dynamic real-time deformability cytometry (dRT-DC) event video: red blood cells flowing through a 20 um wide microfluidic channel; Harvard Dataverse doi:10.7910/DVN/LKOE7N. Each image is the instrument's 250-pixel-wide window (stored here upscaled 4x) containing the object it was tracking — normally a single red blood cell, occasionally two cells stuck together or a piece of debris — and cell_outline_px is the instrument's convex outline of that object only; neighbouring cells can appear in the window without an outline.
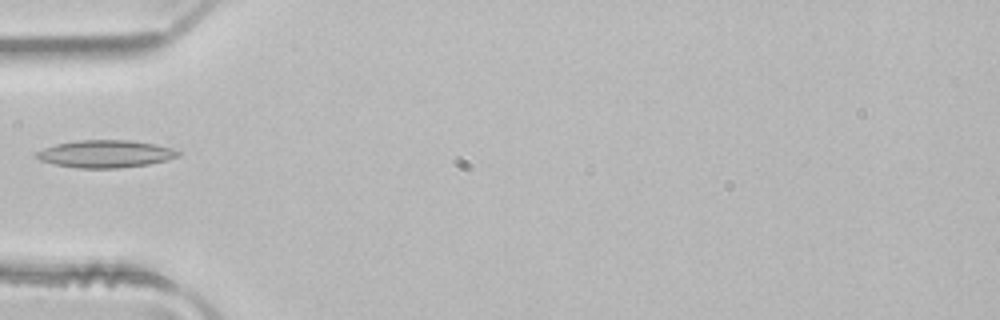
{"species": "common noctule bat (a hibernating species)", "species_latin": "Nyctalus noctula", "temperature_condition": "room temperature", "stored_images_in_passage": 1, "camera_frame_rate_fps": 3000, "um_per_image_px": 0.085, "animal": {"sex": "male", "body_mass_g": 21.5, "forearm_length_mm": 52.0}, "frame": {"image": 1, "passage_image": 1, "time_ms": 0.0, "image_size_px": [1000, 320], "cell_outline_px": [[180, 156], [168, 160], [148, 164], [116, 168], [76, 168], [56, 164], [40, 160], [36, 156], [36, 152], [44, 148], [56, 144], [76, 140], [128, 140], [152, 144], [172, 148], [180, 152]], "centroid_in_image_um": [8.97, 13.08], "position_along_channel_um": 76.0, "area_um2": 22.48}}